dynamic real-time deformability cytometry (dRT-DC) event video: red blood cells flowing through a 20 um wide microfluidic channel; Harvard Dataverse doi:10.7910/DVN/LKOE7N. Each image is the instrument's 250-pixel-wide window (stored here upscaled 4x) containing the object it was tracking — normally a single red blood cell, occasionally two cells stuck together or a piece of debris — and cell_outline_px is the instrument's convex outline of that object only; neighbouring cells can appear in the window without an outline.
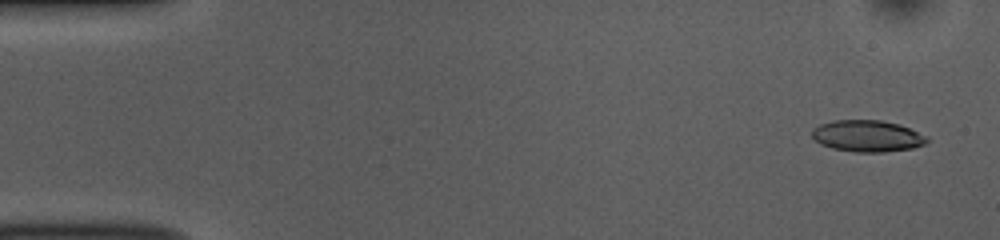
{"species": "common noctule bat (a hibernating species)", "species_latin": "Nyctalus noctula", "temperature_condition": "room temperature", "stored_images_in_passage": 53, "camera_frame_rate_fps": 3000, "um_per_image_px": 0.085, "animal": {"sex": "female", "body_mass_g": 10.0, "forearm_length_mm": 53.1}, "frame": {"image": 1, "passage_image": 3, "time_ms": 0.667, "image_size_px": [1000, 240], "cell_outline_px": [[928, 140], [924, 144], [912, 148], [884, 152], [856, 152], [832, 148], [820, 144], [812, 136], [812, 128], [820, 124], [832, 120], [880, 120], [900, 124], [928, 136]], "centroid_in_image_um": [73.72, 11.55], "position_along_channel_um": 11.3, "area_um2": 21.21}}
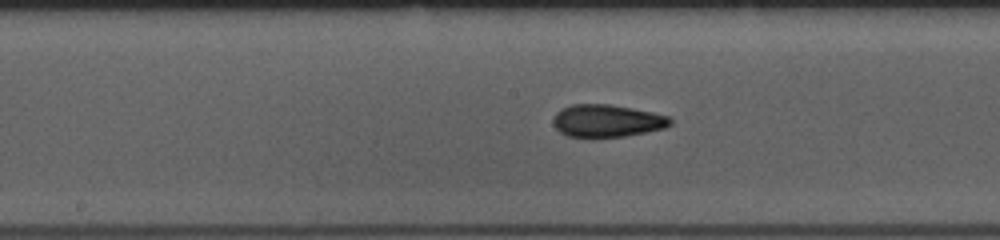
{"frame": {"image": 2, "passage_image": 27, "time_ms": 8.667, "image_size_px": [1000, 240], "cell_outline_px": [[672, 124], [664, 128], [624, 136], [592, 140], [568, 136], [560, 132], [552, 124], [552, 120], [556, 112], [560, 108], [572, 104], [608, 104], [632, 108], [652, 112], [668, 116], [672, 120]], "centroid_in_image_um": [51.53, 10.3], "position_along_channel_um": 196.7, "area_um2": 22.77}}
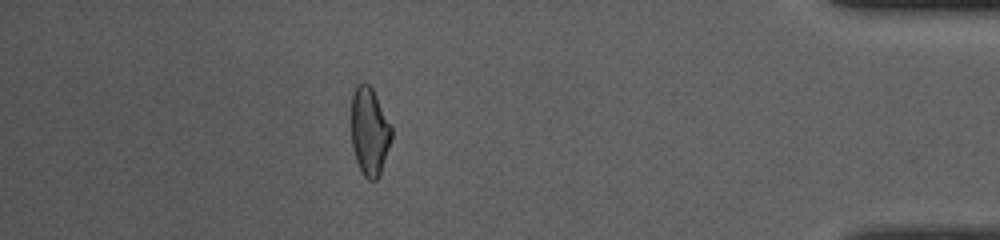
{"frame": {"image": 3, "passage_image": 47, "time_ms": 15.333, "image_size_px": [1000, 240], "cell_outline_px": [[392, 136], [380, 172], [376, 180], [368, 180], [364, 176], [356, 160], [352, 148], [352, 96], [356, 84], [364, 80], [372, 88], [392, 128]], "centroid_in_image_um": [31.39, 11.14], "position_along_channel_um": 403.8, "area_um2": 20.35}, "authors_computed_cell_mechanics": {"area_um2": 21.7906, "velocity_mm_per_s": 3.7835, "shape_relaxation_time_tau1_ms": 4.1483, "shape_relaxation_time_tau2_ms": 1.6234, "deformation_change_tau1": 0.1312, "deformation_change_tau2": 0.0735}}